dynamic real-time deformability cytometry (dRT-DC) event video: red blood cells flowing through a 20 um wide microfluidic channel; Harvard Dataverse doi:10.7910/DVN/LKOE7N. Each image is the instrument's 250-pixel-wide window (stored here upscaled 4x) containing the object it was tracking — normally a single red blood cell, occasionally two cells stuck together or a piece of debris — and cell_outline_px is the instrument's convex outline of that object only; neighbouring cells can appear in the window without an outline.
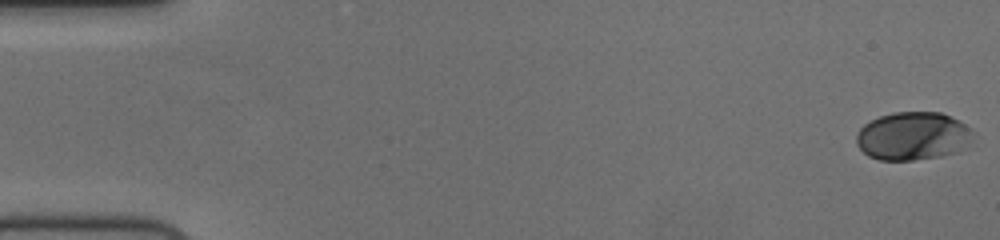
{"species": "human", "species_latin": "Homo sapiens", "temperature_condition": "cold", "stored_images_in_passage": 57, "camera_frame_rate_fps": 3000, "um_per_image_px": 0.085, "donor": {"sex": "female"}, "frame": {"image": 1, "passage_image": 1, "time_ms": 0.0, "image_size_px": [1000, 240], "cell_outline_px": [[968, 128], [952, 152], [936, 156], [912, 160], [880, 160], [868, 156], [856, 144], [856, 136], [860, 128], [864, 124], [880, 116], [892, 112], [940, 112], [964, 124]], "centroid_in_image_um": [77.34, 11.54], "position_along_channel_um": 7.7, "area_um2": 30.92}}
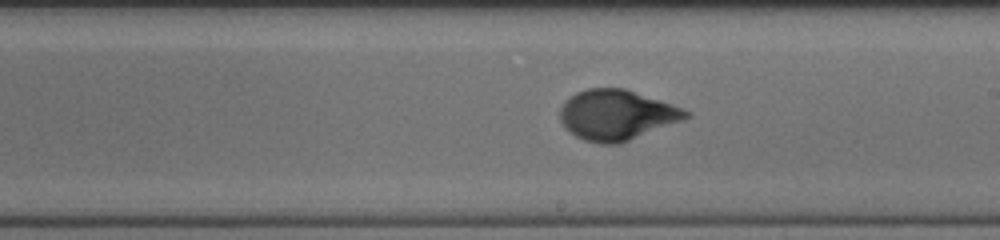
{"frame": {"image": 2, "passage_image": 33, "time_ms": 10.667, "image_size_px": [1000, 240], "cell_outline_px": [[692, 116], [620, 144], [600, 144], [584, 140], [576, 136], [564, 128], [560, 120], [560, 108], [564, 100], [568, 96], [576, 92], [588, 88], [624, 88], [672, 104], [692, 112]], "centroid_in_image_um": [52.39, 9.77], "position_along_channel_um": 236.6, "area_um2": 36.99}}
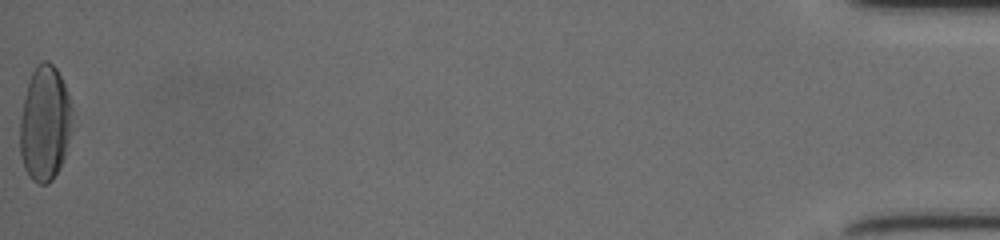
{"frame": {"image": 3, "passage_image": 57, "time_ms": 18.667, "image_size_px": [1000, 240], "cell_outline_px": [[72, 108], [68, 140], [64, 156], [60, 168], [52, 180], [48, 184], [40, 184], [32, 180], [28, 176], [24, 168], [20, 156], [20, 120], [24, 100], [28, 84], [32, 72], [36, 64], [44, 60], [48, 60], [56, 68], [64, 84]], "centroid_in_image_um": [3.79, 10.51], "position_along_channel_um": 431.4, "area_um2": 34.8}, "authors_computed_cell_mechanics": {"area_um2": 34.391, "velocity_mm_per_s": 3.7108, "shape_relaxation_time_tau1_ms": 4.2026, "shape_relaxation_time_tau2_ms": null, "deformation_change_tau1": 0.2064, "deformation_change_tau2": null}}